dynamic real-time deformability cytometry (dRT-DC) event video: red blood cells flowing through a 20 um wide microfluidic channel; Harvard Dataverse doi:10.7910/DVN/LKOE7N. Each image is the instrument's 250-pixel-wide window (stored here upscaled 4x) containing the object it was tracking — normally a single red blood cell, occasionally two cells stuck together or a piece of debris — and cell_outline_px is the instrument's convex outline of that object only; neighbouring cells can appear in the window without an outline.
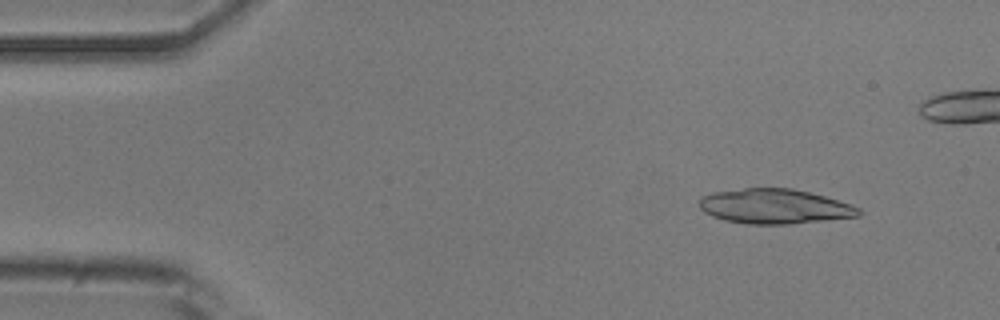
{"species": "common noctule bat (a hibernating species)", "species_latin": "Nyctalus noctula", "temperature_condition": "room temperature", "stored_images_in_passage": 6, "camera_frame_rate_fps": 3000, "um_per_image_px": 0.085, "animal": {"sex": "male", "body_mass_g": 20.5, "forearm_length_mm": 52.5}, "frame": {"image": 1, "passage_image": 2, "time_ms": 0.333, "image_size_px": [1000, 320], "cell_outline_px": [[864, 212], [860, 216], [788, 224], [748, 224], [724, 220], [712, 216], [704, 212], [700, 208], [700, 196], [712, 192], [744, 188], [792, 188], [824, 196], [852, 204], [860, 208]], "centroid_in_image_um": [65.84, 17.54], "position_along_channel_um": 19.2, "area_um2": 32.43}}
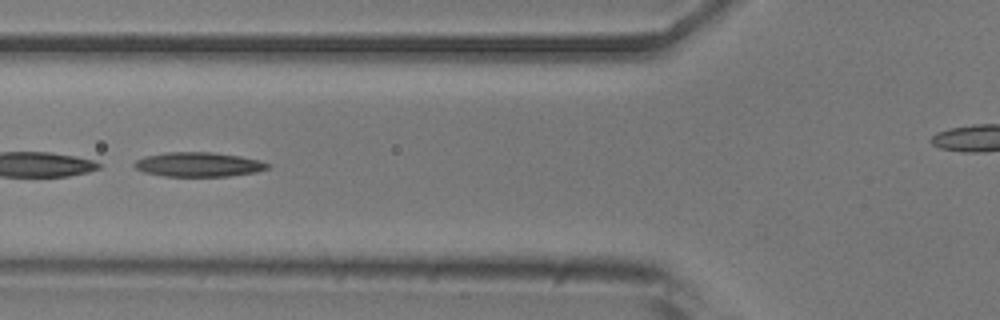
{"frame": {"image": 2, "passage_image": 6, "time_ms": 1.667, "image_size_px": [1000, 320], "cell_outline_px": [[272, 164], [268, 168], [256, 172], [228, 176], [164, 176], [144, 172], [136, 168], [132, 164], [136, 160], [144, 156], [164, 152], [212, 152], [240, 156], [260, 160]], "centroid_in_image_um": [16.87, 13.97], "position_along_channel_um": 108.9, "area_um2": 19.07}}